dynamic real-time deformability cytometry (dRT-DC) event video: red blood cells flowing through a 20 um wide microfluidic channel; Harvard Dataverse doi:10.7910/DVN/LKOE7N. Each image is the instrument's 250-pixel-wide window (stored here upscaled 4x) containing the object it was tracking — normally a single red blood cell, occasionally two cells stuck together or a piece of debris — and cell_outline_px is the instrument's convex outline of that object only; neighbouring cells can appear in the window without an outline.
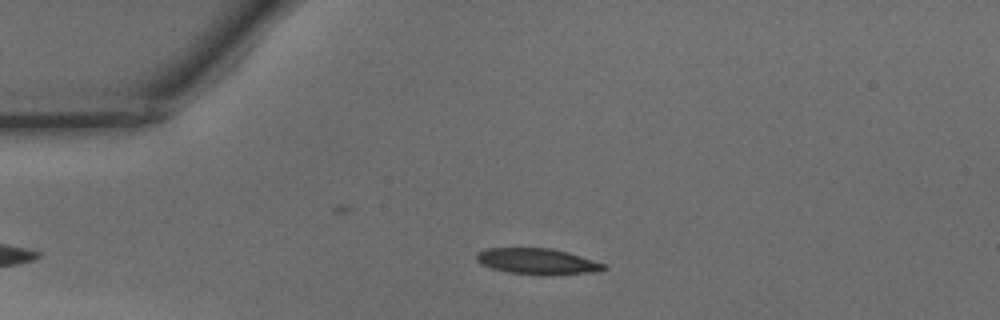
{"species": "common noctule bat (a hibernating species)", "species_latin": "Nyctalus noctula", "temperature_condition": "warm", "stored_images_in_passage": 33, "camera_frame_rate_fps": 3000, "um_per_image_px": 0.085, "animal": {"sex": "male", "body_mass_g": 15.6}, "frame": {"image": 1, "passage_image": 2, "time_ms": 0.333, "image_size_px": [1000, 320], "cell_outline_px": [[608, 268], [588, 272], [508, 272], [492, 268], [480, 264], [476, 260], [476, 252], [484, 248], [552, 248], [568, 252], [604, 264]], "centroid_in_image_um": [45.54, 22.15], "position_along_channel_um": 39.5, "area_um2": 18.09}}
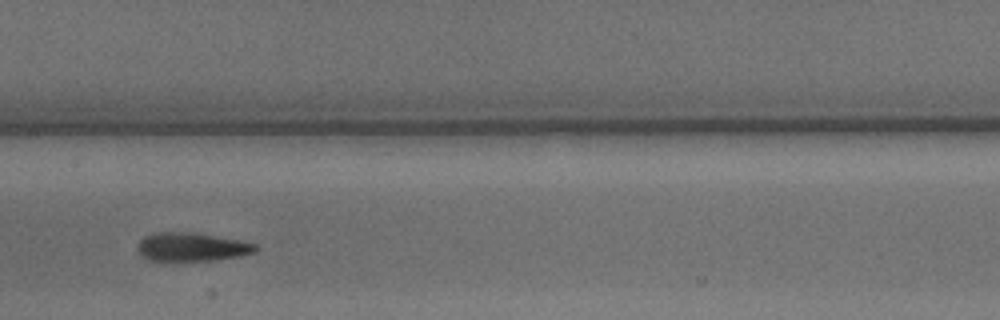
{"frame": {"image": 2, "passage_image": 15, "time_ms": 4.667, "image_size_px": [1000, 320], "cell_outline_px": [[260, 248], [256, 252], [240, 256], [212, 260], [176, 264], [148, 260], [136, 248], [136, 244], [144, 236], [160, 232], [196, 232], [256, 244]], "centroid_in_image_um": [16.25, 21.03], "position_along_channel_um": 191.1, "area_um2": 20.4}}
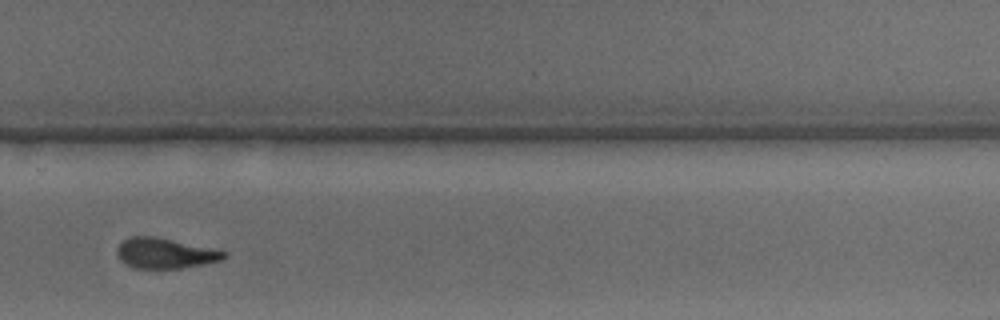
{"frame": {"image": 3, "passage_image": 24, "time_ms": 7.667, "image_size_px": [1000, 320], "cell_outline_px": [[228, 256], [220, 260], [204, 264], [180, 268], [132, 268], [120, 260], [116, 252], [116, 248], [124, 240], [132, 236], [156, 236], [228, 252]], "centroid_in_image_um": [14.01, 21.52], "position_along_channel_um": 315.8, "area_um2": 18.84}, "authors_computed_cell_mechanics": {"area_um2": 19.3052, "velocity_mm_per_s": 4.1698, "shape_relaxation_time_tau1_ms": 5.1535, "shape_relaxation_time_tau2_ms": 2.7254, "deformation_change_tau1": 0.1925, "deformation_change_tau2": 0.1117}}